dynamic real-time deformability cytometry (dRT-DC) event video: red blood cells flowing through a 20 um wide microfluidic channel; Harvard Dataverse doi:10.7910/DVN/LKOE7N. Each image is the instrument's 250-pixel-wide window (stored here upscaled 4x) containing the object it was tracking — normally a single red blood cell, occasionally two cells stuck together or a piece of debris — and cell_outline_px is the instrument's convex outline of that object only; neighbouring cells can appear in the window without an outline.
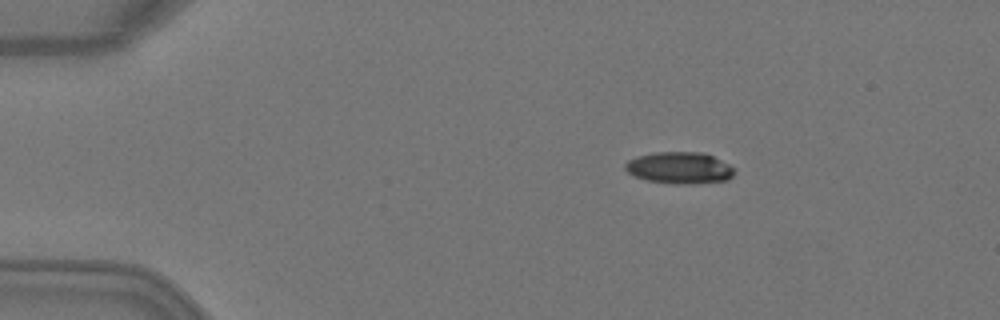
{"species": "Egyptian fruit bat (a non-hibernating species)", "species_latin": "Rousettus aegyptiacus", "temperature_condition": "warm", "stored_images_in_passage": 4, "camera_frame_rate_fps": 3000, "um_per_image_px": 0.085, "animal": {"sex": "female"}, "frame": {"image": 1, "passage_image": 2, "time_ms": 0.333, "image_size_px": [1000, 320], "cell_outline_px": [[736, 172], [728, 180], [692, 184], [676, 184], [644, 180], [632, 176], [624, 168], [624, 164], [628, 160], [636, 156], [652, 152], [700, 152], [712, 156], [736, 168]], "centroid_in_image_um": [57.73, 14.27], "position_along_channel_um": 27.3, "area_um2": 20.46}}
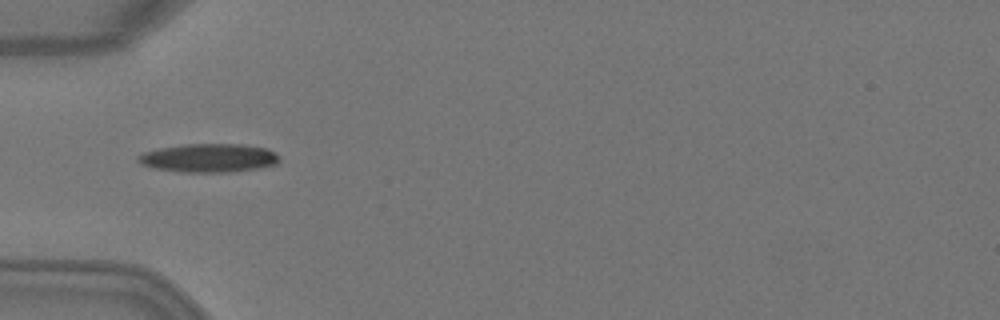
{"frame": {"image": 2, "passage_image": 4, "time_ms": 1.0, "image_size_px": [1000, 320], "cell_outline_px": [[280, 160], [276, 164], [256, 168], [228, 172], [180, 172], [152, 168], [140, 164], [136, 160], [136, 156], [140, 152], [160, 148], [184, 144], [240, 144], [268, 148], [276, 152], [280, 156]], "centroid_in_image_um": [17.7, 13.42], "position_along_channel_um": 67.3, "area_um2": 23.81}}